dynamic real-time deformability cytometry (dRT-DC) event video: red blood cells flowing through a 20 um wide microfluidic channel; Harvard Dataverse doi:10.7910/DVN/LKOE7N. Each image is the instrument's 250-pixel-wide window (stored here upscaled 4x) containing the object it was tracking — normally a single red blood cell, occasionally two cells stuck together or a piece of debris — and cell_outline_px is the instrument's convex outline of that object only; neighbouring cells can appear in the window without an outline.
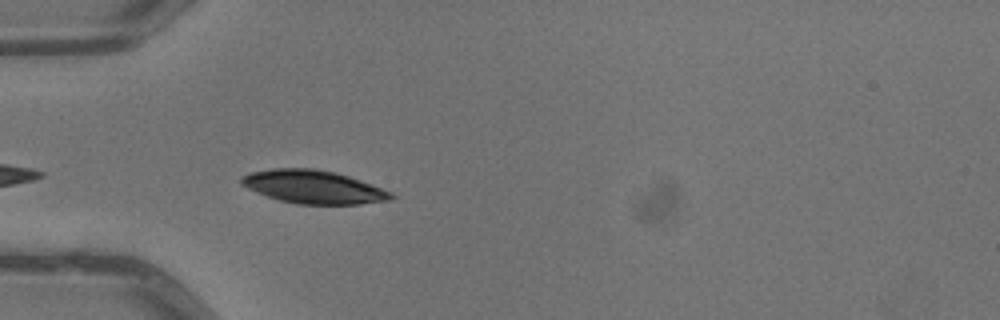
{"species": "common noctule bat (a hibernating species)", "species_latin": "Nyctalus noctula", "temperature_condition": "warm", "stored_images_in_passage": 5, "camera_frame_rate_fps": 3000, "um_per_image_px": 0.085, "animal": {"sex": "male", "body_mass_g": 13.3}, "frame": {"image": 1, "passage_image": 5, "time_ms": 1.333, "image_size_px": [1000, 320], "cell_outline_px": [[396, 196], [392, 200], [360, 204], [296, 204], [280, 200], [256, 192], [240, 184], [240, 176], [248, 172], [272, 168], [316, 168], [336, 172], [360, 180], [392, 192]], "centroid_in_image_um": [26.63, 15.88], "position_along_channel_um": 58.4, "area_um2": 29.19}}